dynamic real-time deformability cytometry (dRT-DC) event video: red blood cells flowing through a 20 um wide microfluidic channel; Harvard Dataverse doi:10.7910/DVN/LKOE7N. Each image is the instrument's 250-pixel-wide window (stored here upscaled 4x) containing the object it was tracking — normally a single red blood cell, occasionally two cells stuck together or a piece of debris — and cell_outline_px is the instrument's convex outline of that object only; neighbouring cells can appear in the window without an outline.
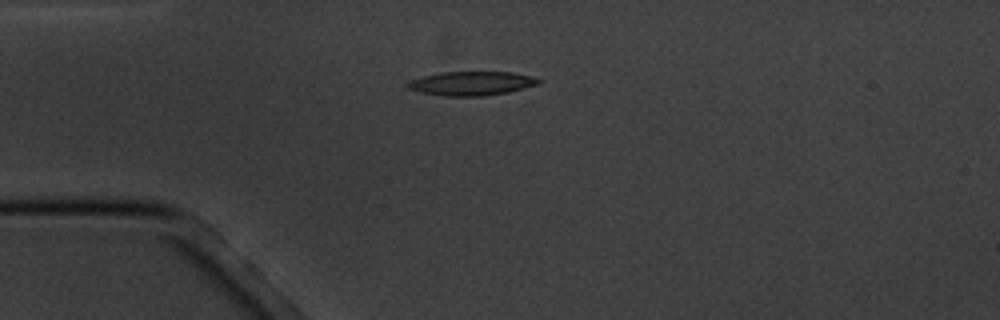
{"species": "common noctule bat (a hibernating species)", "species_latin": "Nyctalus noctula", "temperature_condition": "cold", "stored_images_in_passage": 2, "camera_frame_rate_fps": 3000, "um_per_image_px": 0.085, "animal": {"sex": "male", "body_mass_g": 20.1, "forearm_length_mm": 53.5}, "frame": {"image": 1, "passage_image": 1, "time_ms": 0.0, "image_size_px": [1000, 320], "cell_outline_px": [[544, 80], [540, 84], [508, 92], [484, 96], [444, 96], [420, 92], [408, 88], [408, 84], [412, 80], [424, 76], [440, 72], [512, 72]], "centroid_in_image_um": [40.12, 7.09], "position_along_channel_um": 44.9, "area_um2": 18.15}}